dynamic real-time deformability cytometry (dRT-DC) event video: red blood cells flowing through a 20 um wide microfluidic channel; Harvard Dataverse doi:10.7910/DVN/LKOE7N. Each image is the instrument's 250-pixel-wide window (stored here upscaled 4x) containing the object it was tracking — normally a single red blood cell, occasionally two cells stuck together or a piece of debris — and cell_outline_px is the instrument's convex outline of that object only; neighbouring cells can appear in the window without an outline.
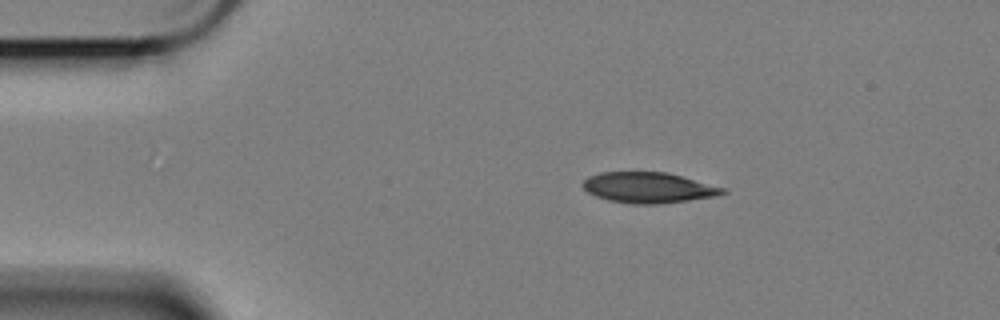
{"species": "Egyptian fruit bat (a non-hibernating species)", "species_latin": "Rousettus aegyptiacus", "temperature_condition": "cold", "stored_images_in_passage": 7, "camera_frame_rate_fps": 3000, "um_per_image_px": 0.085, "animal": {"sex": "female"}, "frame": {"image": 1, "passage_image": 1, "time_ms": 0.0, "image_size_px": [1000, 320], "cell_outline_px": [[728, 192], [716, 196], [688, 200], [656, 204], [632, 204], [608, 200], [596, 196], [588, 192], [580, 184], [588, 176], [600, 172], [664, 172], [728, 188]], "centroid_in_image_um": [55.11, 15.95], "position_along_channel_um": 29.9, "area_um2": 24.97}}